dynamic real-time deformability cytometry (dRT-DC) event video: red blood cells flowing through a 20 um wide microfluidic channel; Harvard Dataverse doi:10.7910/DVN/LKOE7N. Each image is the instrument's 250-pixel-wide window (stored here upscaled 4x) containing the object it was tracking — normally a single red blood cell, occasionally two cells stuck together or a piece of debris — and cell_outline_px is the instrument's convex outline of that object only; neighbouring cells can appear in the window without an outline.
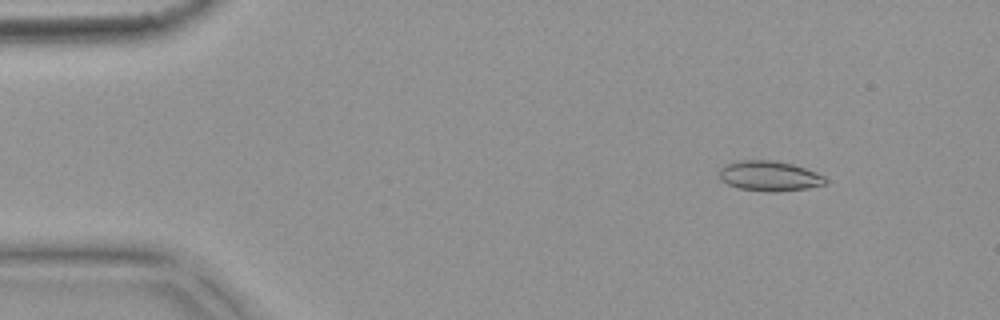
{"species": "common noctule bat (a hibernating species)", "species_latin": "Nyctalus noctula", "temperature_condition": "warm", "stored_images_in_passage": 6, "camera_frame_rate_fps": 3000, "um_per_image_px": 0.085, "animal": {"sex": "female", "body_mass_g": 18.4}, "frame": {"image": 1, "passage_image": 2, "time_ms": 0.333, "image_size_px": [1000, 320], "cell_outline_px": [[828, 184], [808, 188], [776, 192], [768, 192], [740, 188], [728, 184], [720, 180], [716, 172], [724, 164], [740, 160], [772, 160], [792, 164], [816, 172], [824, 176], [828, 180]], "centroid_in_image_um": [65.38, 14.96], "position_along_channel_um": 19.6, "area_um2": 18.9}}
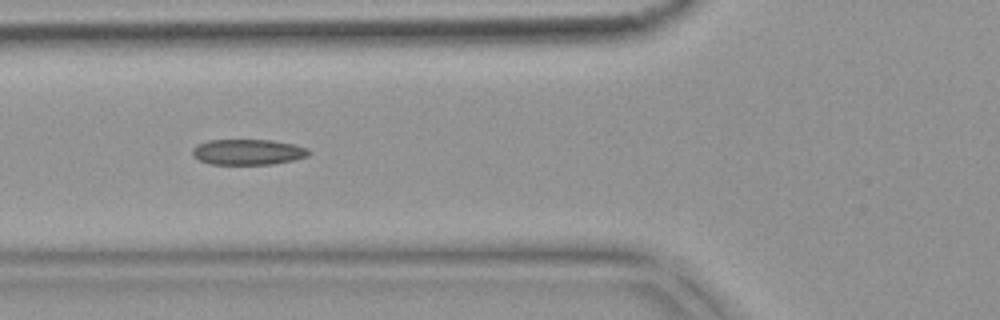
{"frame": {"image": 2, "passage_image": 6, "time_ms": 1.667, "image_size_px": [1000, 320], "cell_outline_px": [[308, 156], [292, 160], [272, 164], [208, 164], [192, 156], [192, 148], [208, 140], [272, 140], [292, 144], [308, 148]], "centroid_in_image_um": [21.04, 12.92], "position_along_channel_um": 104.8, "area_um2": 17.22}}